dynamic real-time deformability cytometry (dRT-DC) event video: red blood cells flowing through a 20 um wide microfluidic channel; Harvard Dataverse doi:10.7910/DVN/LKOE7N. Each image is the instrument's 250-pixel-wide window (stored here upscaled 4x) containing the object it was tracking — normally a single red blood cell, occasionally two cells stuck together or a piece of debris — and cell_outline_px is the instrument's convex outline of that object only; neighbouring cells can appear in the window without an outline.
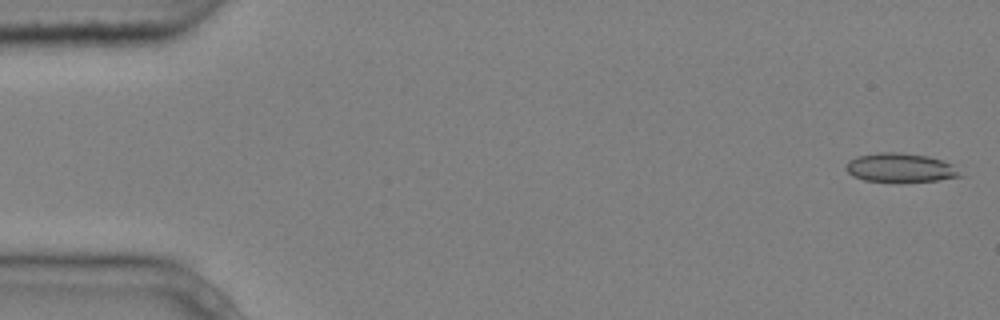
{"species": "common noctule bat (a hibernating species)", "species_latin": "Nyctalus noctula", "temperature_condition": "cold", "stored_images_in_passage": 6, "segment_of_instrument_passage": [1, 2], "camera_frame_rate_fps": 3000, "um_per_image_px": 0.085, "animal": {"sex": "male", "body_mass_g": 20.4}, "frame": {"image": 1, "passage_image": 1, "time_ms": 0.0, "image_size_px": [1000, 320], "cell_outline_px": [[964, 176], [940, 180], [864, 180], [852, 176], [844, 168], [848, 160], [856, 156], [880, 152], [896, 152], [928, 156], [952, 164]], "centroid_in_image_um": [76.5, 14.23], "position_along_channel_um": 8.5, "area_um2": 18.84}}
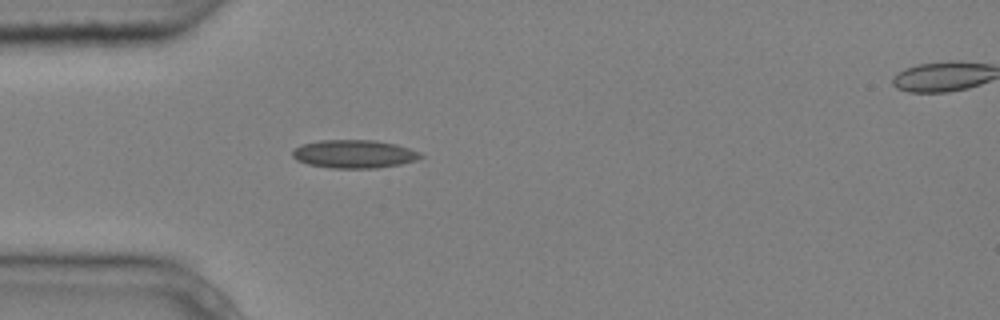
{"frame": {"image": 2, "passage_image": 5, "time_ms": 1.333, "image_size_px": [1000, 320], "cell_outline_px": [[424, 156], [416, 160], [400, 164], [376, 168], [332, 168], [308, 164], [296, 160], [292, 156], [292, 152], [300, 144], [320, 140], [376, 140], [396, 144], [420, 152]], "centroid_in_image_um": [30.09, 13.08], "position_along_channel_um": 54.9, "area_um2": 21.1}}